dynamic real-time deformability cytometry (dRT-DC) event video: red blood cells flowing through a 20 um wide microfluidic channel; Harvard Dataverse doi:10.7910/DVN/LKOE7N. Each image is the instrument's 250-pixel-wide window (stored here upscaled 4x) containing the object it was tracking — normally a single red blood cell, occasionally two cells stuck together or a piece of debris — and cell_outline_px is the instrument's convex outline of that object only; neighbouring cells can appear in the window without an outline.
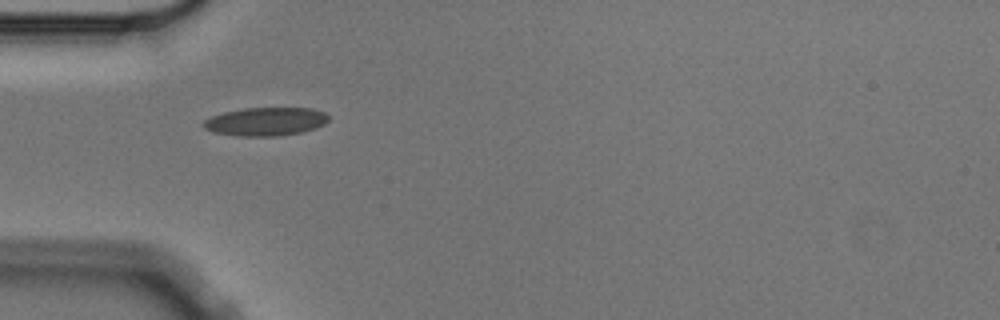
{"species": "Egyptian fruit bat (a non-hibernating species)", "species_latin": "Rousettus aegyptiacus", "temperature_condition": "cold", "stored_images_in_passage": 6, "camera_frame_rate_fps": 3000, "um_per_image_px": 0.085, "animal": {"sex": "male"}, "frame": {"image": 1, "passage_image": 5, "time_ms": 1.333, "image_size_px": [1000, 320], "cell_outline_px": [[328, 120], [324, 124], [316, 128], [300, 132], [276, 136], [240, 136], [212, 132], [204, 128], [200, 124], [204, 120], [212, 116], [224, 112], [244, 108], [312, 108], [324, 112], [328, 116]], "centroid_in_image_um": [22.55, 10.33], "position_along_channel_um": 62.4, "area_um2": 20.69}}
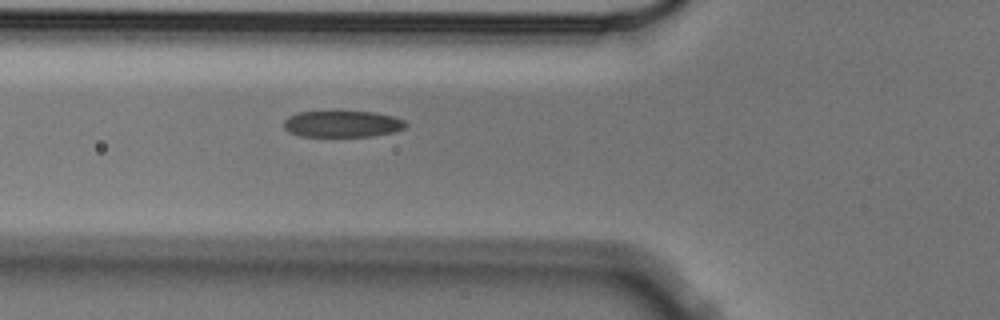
{"frame": {"image": 2, "passage_image": 6, "time_ms": 1.667, "image_size_px": [1000, 320], "cell_outline_px": [[408, 124], [404, 128], [392, 132], [372, 136], [300, 136], [288, 132], [284, 128], [284, 120], [288, 116], [300, 112], [376, 112], [392, 116], [404, 120]], "centroid_in_image_um": [29.09, 10.54], "position_along_channel_um": 96.7, "area_um2": 18.67}}